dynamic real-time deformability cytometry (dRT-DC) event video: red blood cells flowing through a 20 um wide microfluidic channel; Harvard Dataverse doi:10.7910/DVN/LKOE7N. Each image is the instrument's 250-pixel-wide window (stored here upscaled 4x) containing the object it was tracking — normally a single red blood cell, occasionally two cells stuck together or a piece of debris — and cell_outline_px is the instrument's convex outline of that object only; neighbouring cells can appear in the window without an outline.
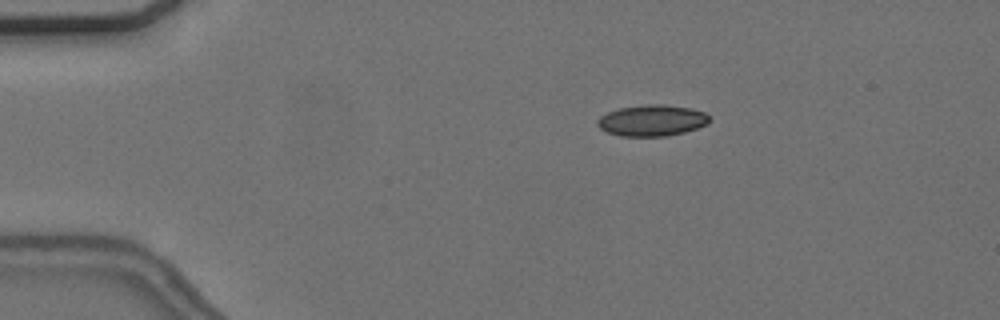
{"species": "common noctule bat (a hibernating species)", "species_latin": "Nyctalus noctula", "temperature_condition": "cold", "stored_images_in_passage": 12, "camera_frame_rate_fps": 3000, "um_per_image_px": 0.085, "animal": {"sex": "female", "body_mass_g": 24.6, "forearm_length_mm": 56.2}, "frame": {"image": 1, "passage_image": 2, "time_ms": 0.333, "image_size_px": [1000, 320], "cell_outline_px": [[712, 120], [708, 124], [684, 132], [664, 136], [620, 136], [608, 132], [600, 128], [596, 124], [596, 120], [600, 116], [608, 112], [620, 108], [648, 104], [660, 104], [692, 108], [704, 112], [712, 116]], "centroid_in_image_um": [55.45, 10.23], "position_along_channel_um": 29.6, "area_um2": 20.46}}